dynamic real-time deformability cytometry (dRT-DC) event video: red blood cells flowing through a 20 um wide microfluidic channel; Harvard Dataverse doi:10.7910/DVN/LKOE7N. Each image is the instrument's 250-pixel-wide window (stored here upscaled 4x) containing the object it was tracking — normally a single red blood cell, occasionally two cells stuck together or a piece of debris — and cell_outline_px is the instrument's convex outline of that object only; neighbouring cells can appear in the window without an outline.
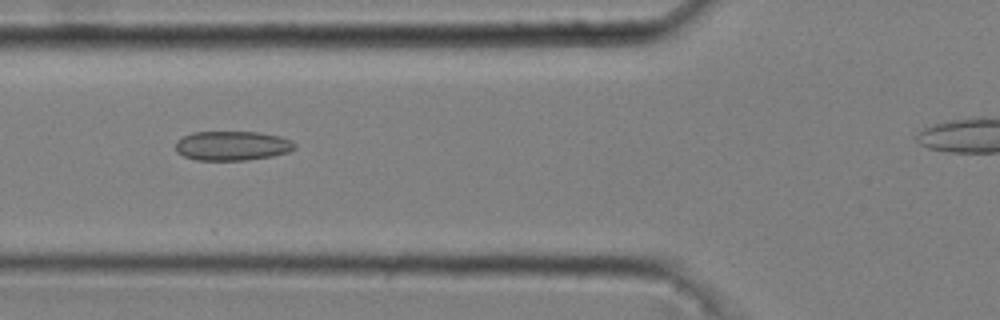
{"species": "common noctule bat (a hibernating species)", "species_latin": "Nyctalus noctula", "temperature_condition": "cold", "stored_images_in_passage": 27, "camera_frame_rate_fps": 3000, "um_per_image_px": 0.085, "animal": {"sex": "male", "body_mass_g": 20.4}, "frame": {"image": 1, "passage_image": 19, "time_ms": 6.0, "image_size_px": [1000, 320], "cell_outline_px": [[296, 148], [288, 152], [272, 156], [248, 160], [196, 160], [184, 156], [176, 152], [176, 140], [180, 136], [192, 132], [260, 132], [280, 136], [292, 140], [296, 144]], "centroid_in_image_um": [19.73, 12.38], "position_along_channel_um": 106.1, "area_um2": 20.69}}
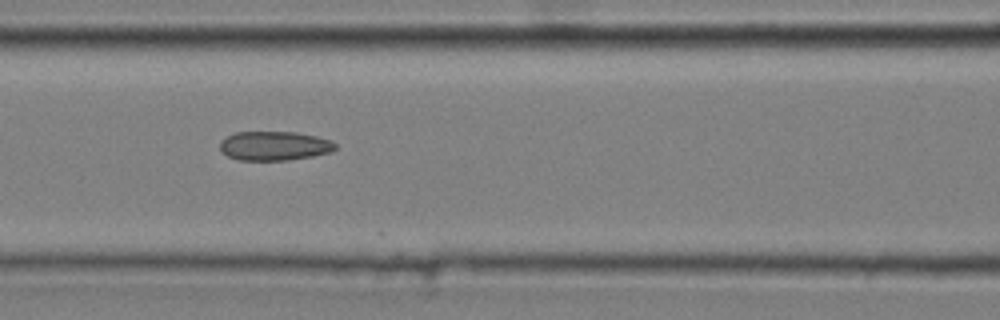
{"frame": {"image": 2, "passage_image": 22, "time_ms": 7.0, "image_size_px": [1000, 320], "cell_outline_px": [[336, 148], [332, 152], [312, 156], [288, 160], [240, 160], [228, 156], [220, 148], [220, 140], [224, 136], [236, 132], [296, 132], [316, 136], [332, 140], [336, 144]], "centroid_in_image_um": [23.33, 12.39], "position_along_channel_um": 143.3, "area_um2": 19.71}}
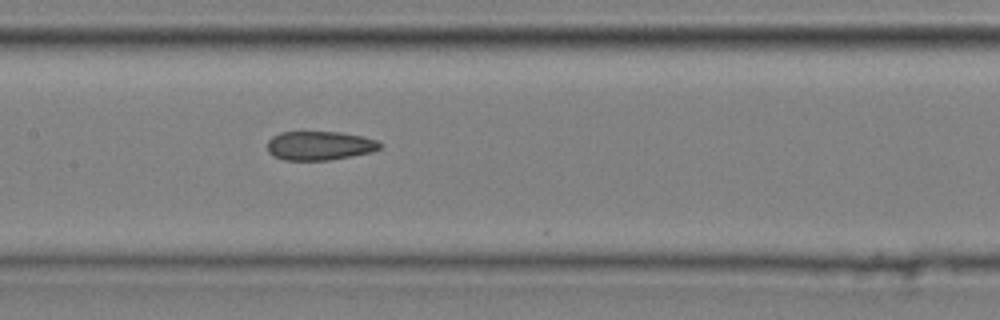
{"frame": {"image": 3, "passage_image": 25, "time_ms": 8.0, "image_size_px": [1000, 320], "cell_outline_px": [[384, 144], [380, 148], [372, 152], [352, 156], [328, 160], [284, 160], [272, 156], [268, 152], [268, 140], [272, 136], [280, 132], [340, 132], [360, 136], [376, 140]], "centroid_in_image_um": [27.15, 12.38], "position_along_channel_um": 180.2, "area_um2": 19.07}}